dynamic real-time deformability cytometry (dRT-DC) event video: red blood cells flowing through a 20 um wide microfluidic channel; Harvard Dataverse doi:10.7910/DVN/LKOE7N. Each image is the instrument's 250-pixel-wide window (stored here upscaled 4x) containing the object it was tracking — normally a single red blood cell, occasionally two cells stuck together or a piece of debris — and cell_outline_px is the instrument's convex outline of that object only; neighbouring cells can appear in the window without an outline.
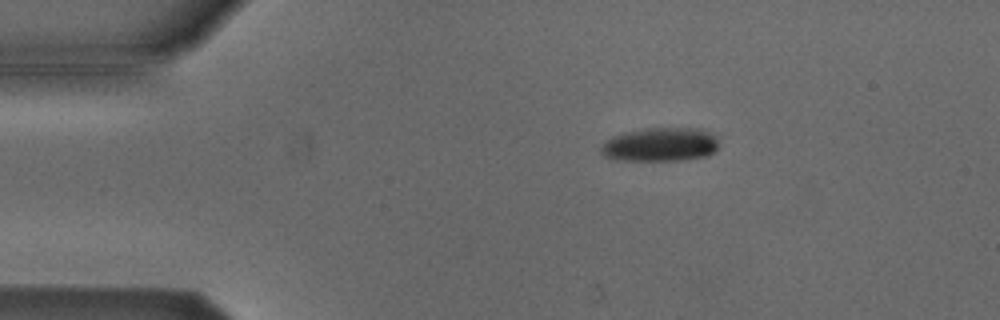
{"species": "Egyptian fruit bat (a non-hibernating species)", "species_latin": "Rousettus aegyptiacus", "temperature_condition": "cold", "stored_images_in_passage": 47, "camera_frame_rate_fps": 3000, "um_per_image_px": 0.085, "animal": {"sex": "male"}, "frame": {"image": 1, "passage_image": 3, "time_ms": 0.667, "image_size_px": [1000, 320], "cell_outline_px": [[720, 140], [716, 148], [708, 156], [680, 160], [620, 160], [604, 156], [600, 152], [600, 148], [612, 136], [644, 128], [700, 128], [716, 136]], "centroid_in_image_um": [56.16, 12.28], "position_along_channel_um": 28.8, "area_um2": 23.12}}
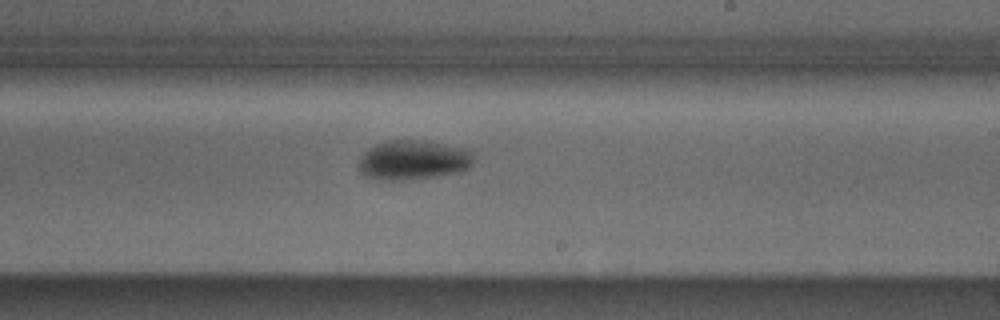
{"frame": {"image": 2, "passage_image": 25, "time_ms": 8.0, "image_size_px": [1000, 320], "cell_outline_px": [[476, 160], [468, 168], [460, 172], [436, 176], [400, 180], [384, 180], [364, 176], [360, 172], [360, 160], [364, 152], [368, 148], [376, 144], [388, 140], [424, 140], [468, 148], [472, 152]], "centroid_in_image_um": [35.18, 13.59], "position_along_channel_um": 253.8, "area_um2": 26.7}}
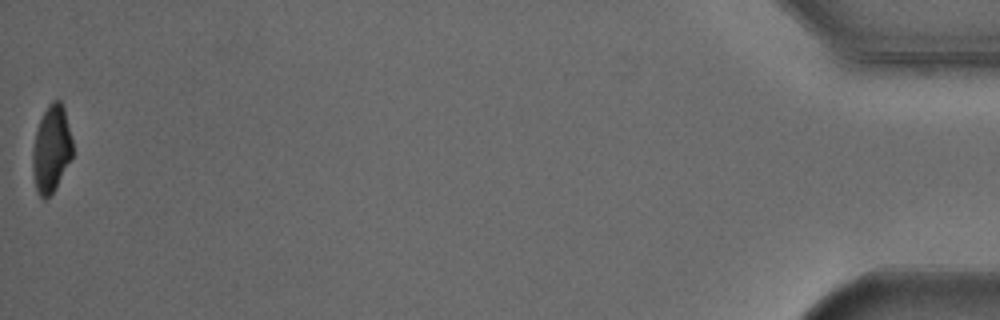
{"frame": {"image": 3, "passage_image": 47, "time_ms": 15.333, "image_size_px": [1000, 320], "cell_outline_px": [[72, 156], [56, 188], [44, 200], [36, 192], [32, 168], [32, 152], [36, 132], [40, 120], [48, 104], [52, 100], [60, 100], [64, 108], [72, 140]], "centroid_in_image_um": [4.35, 12.67], "position_along_channel_um": 430.8, "area_um2": 20.11}, "authors_computed_cell_mechanics": {"area_um2": 24.4494, "velocity_mm_per_s": 3.8269, "shape_relaxation_time_tau1_ms": 2.3613, "shape_relaxation_time_tau2_ms": null, "deformation_change_tau1": 0.111, "deformation_change_tau2": null}}